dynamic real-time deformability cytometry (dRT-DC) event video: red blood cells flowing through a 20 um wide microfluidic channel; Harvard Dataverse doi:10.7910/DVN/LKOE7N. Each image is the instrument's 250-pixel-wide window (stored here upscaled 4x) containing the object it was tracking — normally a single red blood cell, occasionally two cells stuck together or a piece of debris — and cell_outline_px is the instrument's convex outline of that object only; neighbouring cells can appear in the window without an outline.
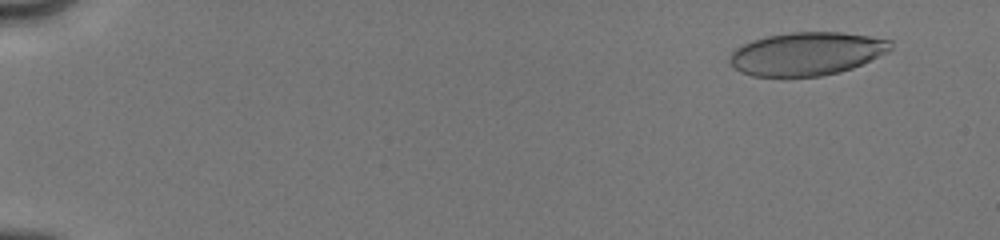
{"species": "human", "species_latin": "Homo sapiens", "temperature_condition": "cold", "stored_images_in_passage": 12, "camera_frame_rate_fps": 3000, "um_per_image_px": 0.085, "donor": {"sex": "male"}, "frame": {"image": 1, "passage_image": 5, "time_ms": 1.333, "image_size_px": [1000, 240], "cell_outline_px": [[892, 48], [888, 52], [852, 68], [840, 72], [820, 76], [752, 76], [740, 72], [728, 60], [732, 52], [736, 48], [752, 40], [768, 36], [792, 32], [840, 32], [868, 36], [892, 40]], "centroid_in_image_um": [68.58, 4.56], "position_along_channel_um": 16.4, "area_um2": 40.29}}
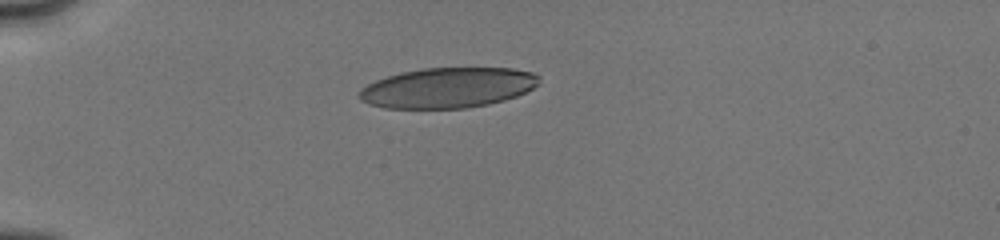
{"frame": {"image": 2, "passage_image": 10, "time_ms": 5.0, "image_size_px": [1000, 240], "cell_outline_px": [[540, 80], [532, 88], [516, 96], [504, 100], [488, 104], [464, 108], [384, 108], [368, 104], [360, 100], [356, 96], [360, 88], [376, 80], [400, 72], [424, 68], [512, 68], [532, 72], [540, 76]], "centroid_in_image_um": [38.02, 7.46], "position_along_channel_um": 47.0, "area_um2": 42.25}}
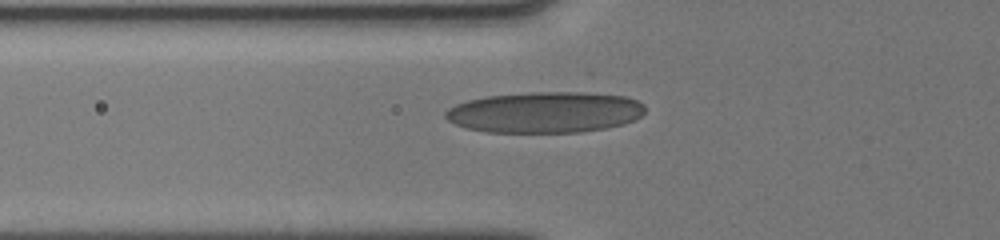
{"frame": {"image": 3, "passage_image": 12, "time_ms": 6.667, "image_size_px": [1000, 240], "cell_outline_px": [[644, 112], [636, 120], [624, 124], [604, 128], [580, 132], [484, 132], [464, 128], [448, 120], [444, 116], [444, 112], [448, 108], [456, 104], [468, 100], [488, 96], [532, 92], [580, 92], [628, 96], [644, 104]], "centroid_in_image_um": [46.33, 9.54], "position_along_channel_um": 79.5, "area_um2": 47.86}}